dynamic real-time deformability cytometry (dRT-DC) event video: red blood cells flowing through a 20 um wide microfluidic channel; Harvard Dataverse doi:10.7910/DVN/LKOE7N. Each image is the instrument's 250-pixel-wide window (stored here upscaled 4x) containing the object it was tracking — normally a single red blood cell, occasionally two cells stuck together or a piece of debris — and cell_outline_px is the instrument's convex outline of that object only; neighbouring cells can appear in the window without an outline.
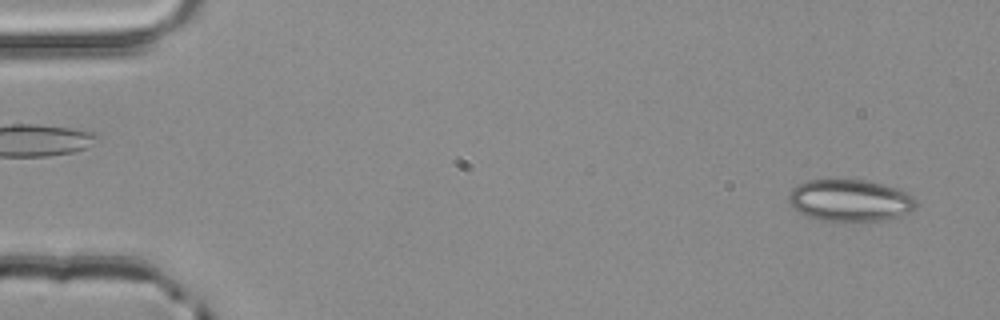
{"species": "common noctule bat (a hibernating species)", "species_latin": "Nyctalus noctula", "temperature_condition": "room temperature", "stored_images_in_passage": 2, "camera_frame_rate_fps": 3000, "um_per_image_px": 0.085, "animal": {"sex": "male", "body_mass_g": 20.4}, "frame": {"image": 1, "passage_image": 2, "time_ms": 0.333, "image_size_px": [1000, 320], "cell_outline_px": [[916, 208], [908, 212], [896, 216], [864, 224], [836, 224], [804, 216], [788, 200], [788, 196], [792, 188], [796, 184], [804, 180], [864, 180], [896, 188], [908, 192], [916, 200]], "centroid_in_image_um": [72.22, 17.09], "position_along_channel_um": 12.8, "area_um2": 31.96}}